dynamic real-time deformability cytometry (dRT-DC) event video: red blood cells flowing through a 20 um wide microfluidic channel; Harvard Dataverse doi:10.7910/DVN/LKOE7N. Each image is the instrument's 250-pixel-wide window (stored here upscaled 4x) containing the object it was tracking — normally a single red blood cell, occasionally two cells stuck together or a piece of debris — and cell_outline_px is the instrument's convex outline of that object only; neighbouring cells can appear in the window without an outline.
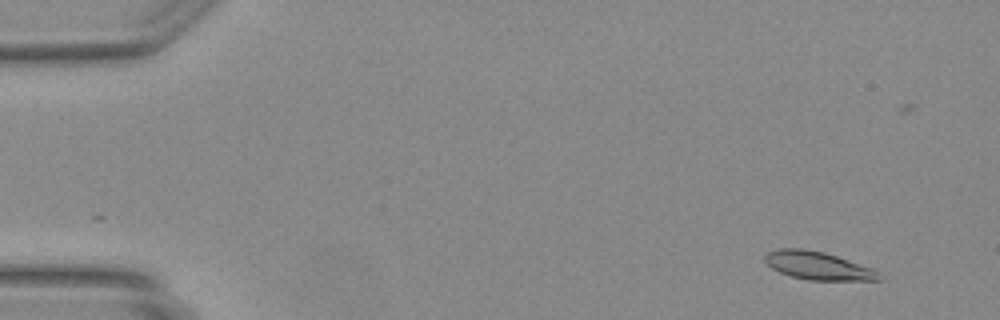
{"species": "Egyptian fruit bat (a non-hibernating species)", "species_latin": "Rousettus aegyptiacus", "temperature_condition": "warm", "stored_images_in_passage": 46, "segment_of_instrument_passage": [1, 2], "camera_frame_rate_fps": 3000, "um_per_image_px": 0.085, "animal": {"sex": "female"}, "frame": {"image": 1, "passage_image": 1, "time_ms": 0.0, "image_size_px": [1000, 320], "cell_outline_px": [[880, 280], [808, 280], [792, 276], [780, 272], [772, 268], [764, 260], [764, 256], [768, 252], [776, 248], [804, 248], [824, 252], [872, 268], [880, 272]], "centroid_in_image_um": [69.5, 22.57], "position_along_channel_um": 15.5, "area_um2": 18.55}}
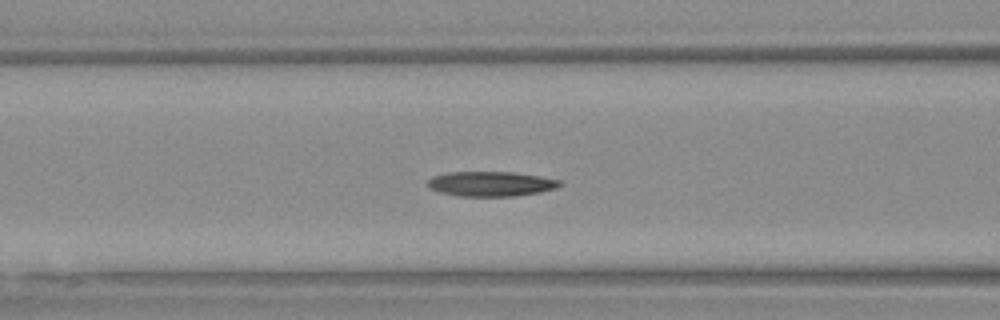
{"frame": {"image": 2, "passage_image": 17, "time_ms": 5.333, "image_size_px": [1000, 320], "cell_outline_px": [[564, 184], [556, 188], [540, 192], [516, 196], [456, 196], [440, 192], [428, 188], [428, 180], [432, 176], [448, 172], [512, 172], [540, 176], [560, 180]], "centroid_in_image_um": [41.73, 15.63], "position_along_channel_um": 124.9, "area_um2": 19.25}}
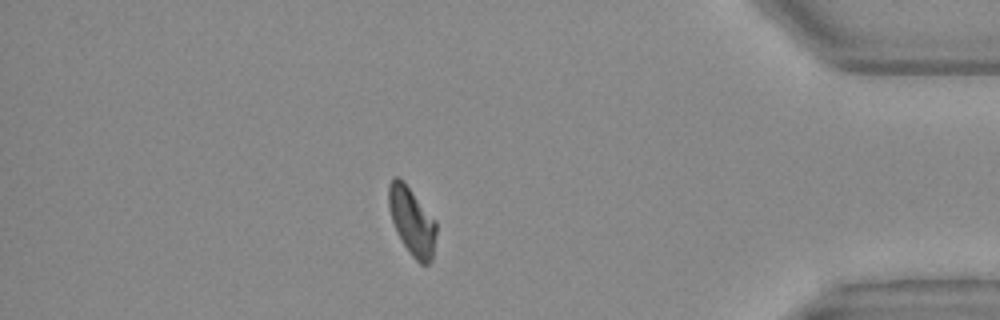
{"frame": {"image": 3, "passage_image": 39, "time_ms": 12.667, "image_size_px": [1000, 320], "cell_outline_px": [[436, 232], [432, 260], [428, 264], [420, 264], [412, 256], [396, 232], [388, 208], [388, 184], [396, 176], [400, 176], [404, 180], [436, 220]], "centroid_in_image_um": [35.01, 18.76], "position_along_channel_um": 400.2, "area_um2": 19.02}}